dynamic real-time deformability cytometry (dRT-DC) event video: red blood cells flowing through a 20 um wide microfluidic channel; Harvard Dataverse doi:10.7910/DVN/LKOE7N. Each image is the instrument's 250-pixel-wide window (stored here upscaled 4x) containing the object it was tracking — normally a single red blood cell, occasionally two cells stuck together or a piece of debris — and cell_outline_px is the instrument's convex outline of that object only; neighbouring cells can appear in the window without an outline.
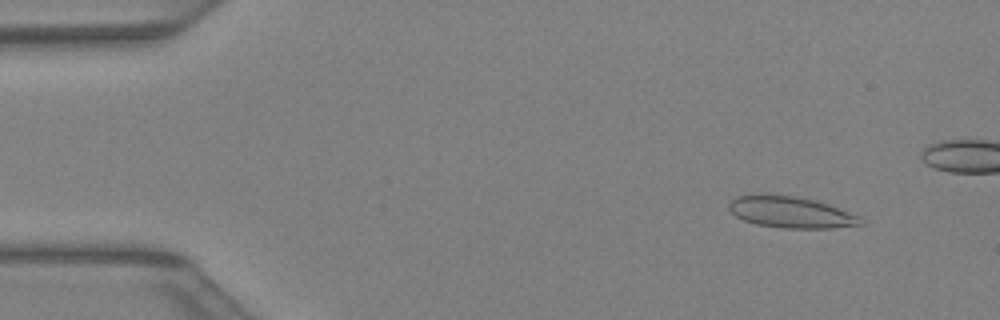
{"species": "Egyptian fruit bat (a non-hibernating species)", "species_latin": "Rousettus aegyptiacus", "temperature_condition": "warm", "stored_images_in_passage": 42, "camera_frame_rate_fps": 3000, "um_per_image_px": 0.085, "animal": {"sex": "female"}, "frame": {"image": 1, "passage_image": 4, "time_ms": 1.0, "image_size_px": [1000, 320], "cell_outline_px": [[868, 224], [832, 228], [784, 228], [756, 224], [744, 220], [736, 216], [728, 208], [728, 200], [736, 196], [792, 196], [816, 200], [828, 204], [860, 216]], "centroid_in_image_um": [67.28, 18.07], "position_along_channel_um": 17.7, "area_um2": 23.81}}
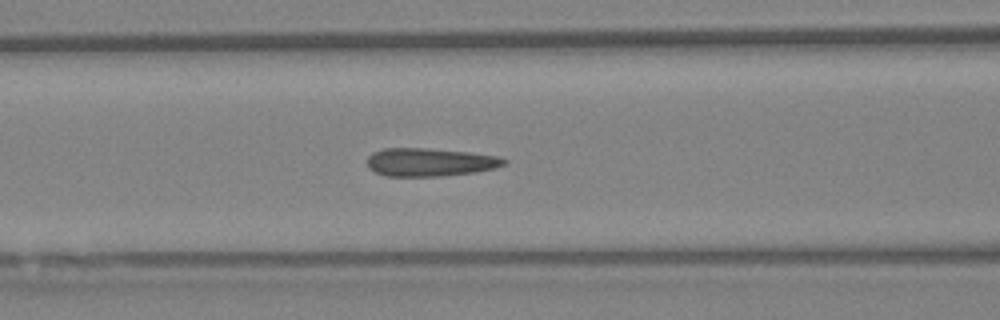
{"frame": {"image": 2, "passage_image": 17, "time_ms": 5.333, "image_size_px": [1000, 320], "cell_outline_px": [[508, 160], [504, 164], [496, 168], [472, 172], [440, 176], [384, 176], [368, 168], [368, 156], [372, 152], [384, 148], [428, 148], [468, 152], [496, 156]], "centroid_in_image_um": [36.5, 13.78], "position_along_channel_um": 130.1, "area_um2": 22.37}}
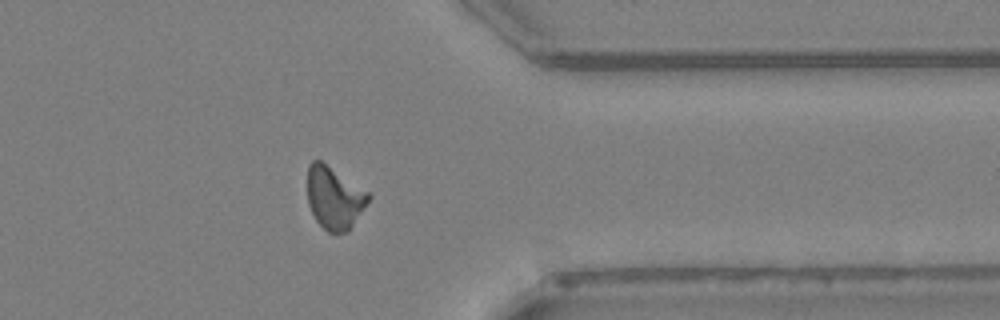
{"frame": {"image": 3, "passage_image": 33, "time_ms": 10.667, "image_size_px": [1000, 320], "cell_outline_px": [[372, 196], [348, 232], [328, 232], [316, 220], [308, 204], [308, 164], [312, 160], [320, 160], [368, 192]], "centroid_in_image_um": [28.41, 16.82], "position_along_channel_um": 383.0, "area_um2": 21.91}}